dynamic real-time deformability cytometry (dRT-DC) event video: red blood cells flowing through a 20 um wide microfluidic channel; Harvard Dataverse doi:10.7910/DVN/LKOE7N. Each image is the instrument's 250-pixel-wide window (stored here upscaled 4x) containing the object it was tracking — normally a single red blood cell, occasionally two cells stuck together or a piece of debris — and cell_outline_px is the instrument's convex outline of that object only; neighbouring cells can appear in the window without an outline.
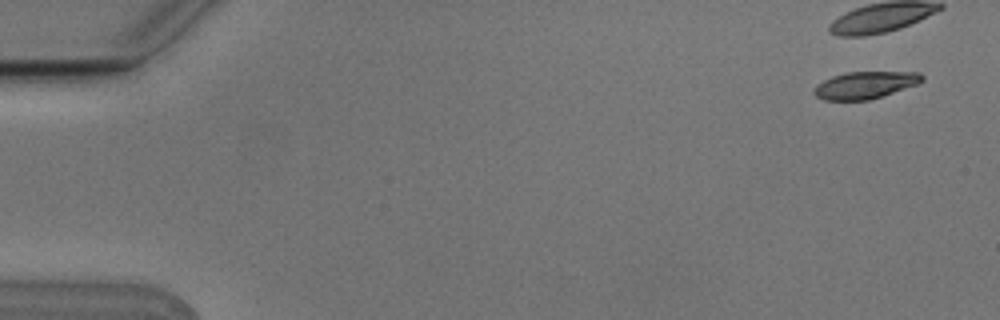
{"species": "Egyptian fruit bat (a non-hibernating species)", "species_latin": "Rousettus aegyptiacus", "temperature_condition": "cold", "stored_images_in_passage": 9, "camera_frame_rate_fps": 3000, "um_per_image_px": 0.085, "animal": {"sex": "male"}, "frame": {"image": 1, "passage_image": 1, "time_ms": 0.0, "image_size_px": [1000, 320], "cell_outline_px": [[924, 80], [916, 84], [868, 100], [824, 100], [816, 96], [812, 92], [816, 84], [832, 76], [848, 72], [920, 72], [924, 76]], "centroid_in_image_um": [73.49, 7.22], "position_along_channel_um": 11.5, "area_um2": 16.88}}
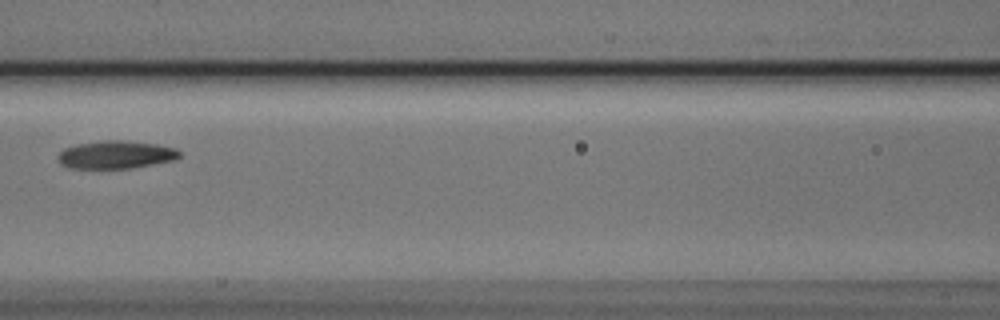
{"frame": {"image": 2, "passage_image": 8, "time_ms": 2.333, "image_size_px": [1000, 320], "cell_outline_px": [[180, 156], [176, 160], [132, 168], [68, 168], [60, 164], [56, 156], [64, 148], [76, 144], [104, 140], [124, 140], [156, 144], [176, 148], [180, 152]], "centroid_in_image_um": [9.84, 13.15], "position_along_channel_um": 156.8, "area_um2": 19.94}}
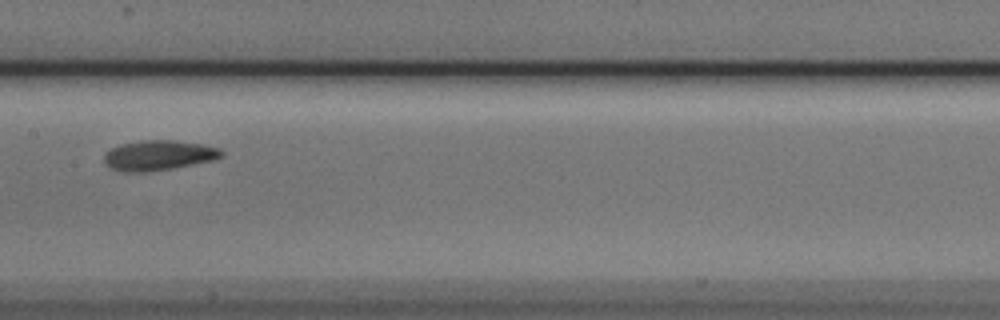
{"frame": {"image": 3, "passage_image": 9, "time_ms": 2.667, "image_size_px": [1000, 320], "cell_outline_px": [[224, 156], [212, 160], [172, 168], [148, 172], [120, 172], [104, 164], [104, 152], [120, 144], [140, 140], [176, 140], [200, 144], [220, 148], [224, 152]], "centroid_in_image_um": [13.45, 13.2], "position_along_channel_um": 194.0, "area_um2": 20.69}}